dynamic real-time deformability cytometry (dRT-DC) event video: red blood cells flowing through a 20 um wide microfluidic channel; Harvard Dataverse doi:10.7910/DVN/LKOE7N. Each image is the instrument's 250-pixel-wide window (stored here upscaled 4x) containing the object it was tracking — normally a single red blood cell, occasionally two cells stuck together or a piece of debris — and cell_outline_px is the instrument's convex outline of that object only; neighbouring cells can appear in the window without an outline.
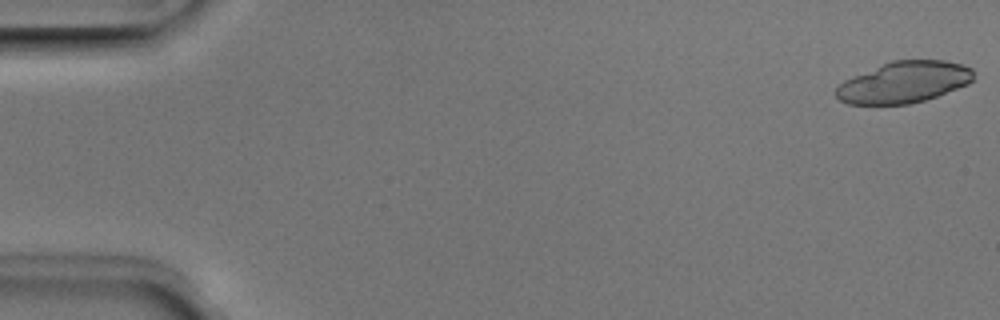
{"species": "Egyptian fruit bat (a non-hibernating species)", "species_latin": "Rousettus aegyptiacus", "temperature_condition": "room temperature", "stored_images_in_passage": 15, "camera_frame_rate_fps": 3000, "um_per_image_px": 0.085, "animal": {"sex": "male"}, "frame": {"image": 1, "passage_image": 1, "time_ms": 0.0, "image_size_px": [1000, 320], "cell_outline_px": [[972, 80], [968, 84], [936, 96], [924, 100], [908, 104], [848, 104], [840, 100], [836, 96], [836, 88], [844, 80], [852, 76], [892, 60], [944, 60], [964, 64], [972, 68]], "centroid_in_image_um": [76.83, 6.98], "position_along_channel_um": 8.2, "area_um2": 32.95}}